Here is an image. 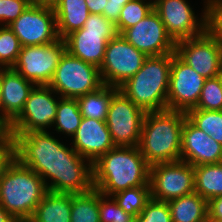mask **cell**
<instances>
[{"label": "cell", "instance_id": "17", "mask_svg": "<svg viewBox=\"0 0 222 222\" xmlns=\"http://www.w3.org/2000/svg\"><path fill=\"white\" fill-rule=\"evenodd\" d=\"M121 35L147 57L175 52L176 42L167 33L164 23L154 9Z\"/></svg>", "mask_w": 222, "mask_h": 222}, {"label": "cell", "instance_id": "19", "mask_svg": "<svg viewBox=\"0 0 222 222\" xmlns=\"http://www.w3.org/2000/svg\"><path fill=\"white\" fill-rule=\"evenodd\" d=\"M72 148L92 164L115 147L105 121L83 117L72 137Z\"/></svg>", "mask_w": 222, "mask_h": 222}, {"label": "cell", "instance_id": "25", "mask_svg": "<svg viewBox=\"0 0 222 222\" xmlns=\"http://www.w3.org/2000/svg\"><path fill=\"white\" fill-rule=\"evenodd\" d=\"M118 87L103 85L98 90L77 98L82 117L105 121L110 100Z\"/></svg>", "mask_w": 222, "mask_h": 222}, {"label": "cell", "instance_id": "27", "mask_svg": "<svg viewBox=\"0 0 222 222\" xmlns=\"http://www.w3.org/2000/svg\"><path fill=\"white\" fill-rule=\"evenodd\" d=\"M82 118L77 99L59 97L56 116L53 122V126L57 132L68 134L67 136H71L72 138Z\"/></svg>", "mask_w": 222, "mask_h": 222}, {"label": "cell", "instance_id": "29", "mask_svg": "<svg viewBox=\"0 0 222 222\" xmlns=\"http://www.w3.org/2000/svg\"><path fill=\"white\" fill-rule=\"evenodd\" d=\"M112 197L125 213L137 217L151 199V187L140 186L129 188L112 195Z\"/></svg>", "mask_w": 222, "mask_h": 222}, {"label": "cell", "instance_id": "13", "mask_svg": "<svg viewBox=\"0 0 222 222\" xmlns=\"http://www.w3.org/2000/svg\"><path fill=\"white\" fill-rule=\"evenodd\" d=\"M175 54L206 79L222 74V44L207 31L177 41Z\"/></svg>", "mask_w": 222, "mask_h": 222}, {"label": "cell", "instance_id": "30", "mask_svg": "<svg viewBox=\"0 0 222 222\" xmlns=\"http://www.w3.org/2000/svg\"><path fill=\"white\" fill-rule=\"evenodd\" d=\"M153 10V3L150 0H130L127 2L121 12L115 28L118 34H121L125 29L130 28L144 19Z\"/></svg>", "mask_w": 222, "mask_h": 222}, {"label": "cell", "instance_id": "37", "mask_svg": "<svg viewBox=\"0 0 222 222\" xmlns=\"http://www.w3.org/2000/svg\"><path fill=\"white\" fill-rule=\"evenodd\" d=\"M129 1L130 0H108L102 15L115 25L118 22L123 6Z\"/></svg>", "mask_w": 222, "mask_h": 222}, {"label": "cell", "instance_id": "41", "mask_svg": "<svg viewBox=\"0 0 222 222\" xmlns=\"http://www.w3.org/2000/svg\"><path fill=\"white\" fill-rule=\"evenodd\" d=\"M108 0H85L90 14H102Z\"/></svg>", "mask_w": 222, "mask_h": 222}, {"label": "cell", "instance_id": "24", "mask_svg": "<svg viewBox=\"0 0 222 222\" xmlns=\"http://www.w3.org/2000/svg\"><path fill=\"white\" fill-rule=\"evenodd\" d=\"M195 192L207 202L222 195V162L194 166Z\"/></svg>", "mask_w": 222, "mask_h": 222}, {"label": "cell", "instance_id": "43", "mask_svg": "<svg viewBox=\"0 0 222 222\" xmlns=\"http://www.w3.org/2000/svg\"><path fill=\"white\" fill-rule=\"evenodd\" d=\"M0 222H19L0 205Z\"/></svg>", "mask_w": 222, "mask_h": 222}, {"label": "cell", "instance_id": "4", "mask_svg": "<svg viewBox=\"0 0 222 222\" xmlns=\"http://www.w3.org/2000/svg\"><path fill=\"white\" fill-rule=\"evenodd\" d=\"M48 192L42 177L15 157L0 176V205L19 222H27Z\"/></svg>", "mask_w": 222, "mask_h": 222}, {"label": "cell", "instance_id": "23", "mask_svg": "<svg viewBox=\"0 0 222 222\" xmlns=\"http://www.w3.org/2000/svg\"><path fill=\"white\" fill-rule=\"evenodd\" d=\"M172 222H200L208 215V202L197 192L168 201Z\"/></svg>", "mask_w": 222, "mask_h": 222}, {"label": "cell", "instance_id": "38", "mask_svg": "<svg viewBox=\"0 0 222 222\" xmlns=\"http://www.w3.org/2000/svg\"><path fill=\"white\" fill-rule=\"evenodd\" d=\"M208 216L222 221V195L208 201Z\"/></svg>", "mask_w": 222, "mask_h": 222}, {"label": "cell", "instance_id": "6", "mask_svg": "<svg viewBox=\"0 0 222 222\" xmlns=\"http://www.w3.org/2000/svg\"><path fill=\"white\" fill-rule=\"evenodd\" d=\"M117 34L115 25L102 14H90L84 26L64 40L66 51L86 63L100 68L106 45Z\"/></svg>", "mask_w": 222, "mask_h": 222}, {"label": "cell", "instance_id": "8", "mask_svg": "<svg viewBox=\"0 0 222 222\" xmlns=\"http://www.w3.org/2000/svg\"><path fill=\"white\" fill-rule=\"evenodd\" d=\"M65 52L61 38L45 45L22 46L12 68L34 85H49Z\"/></svg>", "mask_w": 222, "mask_h": 222}, {"label": "cell", "instance_id": "10", "mask_svg": "<svg viewBox=\"0 0 222 222\" xmlns=\"http://www.w3.org/2000/svg\"><path fill=\"white\" fill-rule=\"evenodd\" d=\"M147 56L131 45L121 34H116L106 45L99 68L103 84L119 87L136 74Z\"/></svg>", "mask_w": 222, "mask_h": 222}, {"label": "cell", "instance_id": "18", "mask_svg": "<svg viewBox=\"0 0 222 222\" xmlns=\"http://www.w3.org/2000/svg\"><path fill=\"white\" fill-rule=\"evenodd\" d=\"M180 160L192 166L221 163L222 145L186 118L182 129Z\"/></svg>", "mask_w": 222, "mask_h": 222}, {"label": "cell", "instance_id": "33", "mask_svg": "<svg viewBox=\"0 0 222 222\" xmlns=\"http://www.w3.org/2000/svg\"><path fill=\"white\" fill-rule=\"evenodd\" d=\"M100 222H129L134 216L125 213L112 196L100 192Z\"/></svg>", "mask_w": 222, "mask_h": 222}, {"label": "cell", "instance_id": "9", "mask_svg": "<svg viewBox=\"0 0 222 222\" xmlns=\"http://www.w3.org/2000/svg\"><path fill=\"white\" fill-rule=\"evenodd\" d=\"M53 94V95H52ZM49 85H35L29 93L23 110L10 123L12 140L18 134L46 131L55 120L59 96ZM55 95V96H54Z\"/></svg>", "mask_w": 222, "mask_h": 222}, {"label": "cell", "instance_id": "42", "mask_svg": "<svg viewBox=\"0 0 222 222\" xmlns=\"http://www.w3.org/2000/svg\"><path fill=\"white\" fill-rule=\"evenodd\" d=\"M31 4L43 7L54 8L60 0H30Z\"/></svg>", "mask_w": 222, "mask_h": 222}, {"label": "cell", "instance_id": "32", "mask_svg": "<svg viewBox=\"0 0 222 222\" xmlns=\"http://www.w3.org/2000/svg\"><path fill=\"white\" fill-rule=\"evenodd\" d=\"M193 109L222 110V74L214 78L206 79L198 104Z\"/></svg>", "mask_w": 222, "mask_h": 222}, {"label": "cell", "instance_id": "46", "mask_svg": "<svg viewBox=\"0 0 222 222\" xmlns=\"http://www.w3.org/2000/svg\"><path fill=\"white\" fill-rule=\"evenodd\" d=\"M200 222H209V216L207 215V217L204 220L200 221Z\"/></svg>", "mask_w": 222, "mask_h": 222}, {"label": "cell", "instance_id": "3", "mask_svg": "<svg viewBox=\"0 0 222 222\" xmlns=\"http://www.w3.org/2000/svg\"><path fill=\"white\" fill-rule=\"evenodd\" d=\"M186 113L175 110L146 112L138 148L149 166L180 161Z\"/></svg>", "mask_w": 222, "mask_h": 222}, {"label": "cell", "instance_id": "34", "mask_svg": "<svg viewBox=\"0 0 222 222\" xmlns=\"http://www.w3.org/2000/svg\"><path fill=\"white\" fill-rule=\"evenodd\" d=\"M136 222H172L168 202L151 198L136 217Z\"/></svg>", "mask_w": 222, "mask_h": 222}, {"label": "cell", "instance_id": "26", "mask_svg": "<svg viewBox=\"0 0 222 222\" xmlns=\"http://www.w3.org/2000/svg\"><path fill=\"white\" fill-rule=\"evenodd\" d=\"M100 191L94 187L84 193L72 194L71 222H100Z\"/></svg>", "mask_w": 222, "mask_h": 222}, {"label": "cell", "instance_id": "2", "mask_svg": "<svg viewBox=\"0 0 222 222\" xmlns=\"http://www.w3.org/2000/svg\"><path fill=\"white\" fill-rule=\"evenodd\" d=\"M92 170L93 187L107 196L150 186V166L138 146H115L92 164Z\"/></svg>", "mask_w": 222, "mask_h": 222}, {"label": "cell", "instance_id": "39", "mask_svg": "<svg viewBox=\"0 0 222 222\" xmlns=\"http://www.w3.org/2000/svg\"><path fill=\"white\" fill-rule=\"evenodd\" d=\"M14 157L13 145H0V176L5 166Z\"/></svg>", "mask_w": 222, "mask_h": 222}, {"label": "cell", "instance_id": "22", "mask_svg": "<svg viewBox=\"0 0 222 222\" xmlns=\"http://www.w3.org/2000/svg\"><path fill=\"white\" fill-rule=\"evenodd\" d=\"M59 38L81 29L90 15L85 0H60L54 7Z\"/></svg>", "mask_w": 222, "mask_h": 222}, {"label": "cell", "instance_id": "28", "mask_svg": "<svg viewBox=\"0 0 222 222\" xmlns=\"http://www.w3.org/2000/svg\"><path fill=\"white\" fill-rule=\"evenodd\" d=\"M186 117L194 126L222 145V110L190 109L186 112Z\"/></svg>", "mask_w": 222, "mask_h": 222}, {"label": "cell", "instance_id": "48", "mask_svg": "<svg viewBox=\"0 0 222 222\" xmlns=\"http://www.w3.org/2000/svg\"><path fill=\"white\" fill-rule=\"evenodd\" d=\"M157 1H159V0H154V1L152 0V3L154 4V3H156Z\"/></svg>", "mask_w": 222, "mask_h": 222}, {"label": "cell", "instance_id": "40", "mask_svg": "<svg viewBox=\"0 0 222 222\" xmlns=\"http://www.w3.org/2000/svg\"><path fill=\"white\" fill-rule=\"evenodd\" d=\"M0 145H13L10 126L0 117Z\"/></svg>", "mask_w": 222, "mask_h": 222}, {"label": "cell", "instance_id": "21", "mask_svg": "<svg viewBox=\"0 0 222 222\" xmlns=\"http://www.w3.org/2000/svg\"><path fill=\"white\" fill-rule=\"evenodd\" d=\"M71 193L48 191L27 222H71Z\"/></svg>", "mask_w": 222, "mask_h": 222}, {"label": "cell", "instance_id": "45", "mask_svg": "<svg viewBox=\"0 0 222 222\" xmlns=\"http://www.w3.org/2000/svg\"><path fill=\"white\" fill-rule=\"evenodd\" d=\"M209 222H222L221 220L209 217Z\"/></svg>", "mask_w": 222, "mask_h": 222}, {"label": "cell", "instance_id": "16", "mask_svg": "<svg viewBox=\"0 0 222 222\" xmlns=\"http://www.w3.org/2000/svg\"><path fill=\"white\" fill-rule=\"evenodd\" d=\"M153 9L175 42L199 36L206 31V7L199 19L186 0H159L153 4Z\"/></svg>", "mask_w": 222, "mask_h": 222}, {"label": "cell", "instance_id": "36", "mask_svg": "<svg viewBox=\"0 0 222 222\" xmlns=\"http://www.w3.org/2000/svg\"><path fill=\"white\" fill-rule=\"evenodd\" d=\"M30 4V0H0V26L11 24Z\"/></svg>", "mask_w": 222, "mask_h": 222}, {"label": "cell", "instance_id": "31", "mask_svg": "<svg viewBox=\"0 0 222 222\" xmlns=\"http://www.w3.org/2000/svg\"><path fill=\"white\" fill-rule=\"evenodd\" d=\"M21 47L18 37L9 26H0V68L13 67Z\"/></svg>", "mask_w": 222, "mask_h": 222}, {"label": "cell", "instance_id": "14", "mask_svg": "<svg viewBox=\"0 0 222 222\" xmlns=\"http://www.w3.org/2000/svg\"><path fill=\"white\" fill-rule=\"evenodd\" d=\"M8 26L21 46L45 45L59 39L54 8L30 4Z\"/></svg>", "mask_w": 222, "mask_h": 222}, {"label": "cell", "instance_id": "11", "mask_svg": "<svg viewBox=\"0 0 222 222\" xmlns=\"http://www.w3.org/2000/svg\"><path fill=\"white\" fill-rule=\"evenodd\" d=\"M145 114L120 90L113 94L105 122L115 146H138Z\"/></svg>", "mask_w": 222, "mask_h": 222}, {"label": "cell", "instance_id": "5", "mask_svg": "<svg viewBox=\"0 0 222 222\" xmlns=\"http://www.w3.org/2000/svg\"><path fill=\"white\" fill-rule=\"evenodd\" d=\"M171 63L172 53L147 57L118 90L145 112L166 110Z\"/></svg>", "mask_w": 222, "mask_h": 222}, {"label": "cell", "instance_id": "44", "mask_svg": "<svg viewBox=\"0 0 222 222\" xmlns=\"http://www.w3.org/2000/svg\"><path fill=\"white\" fill-rule=\"evenodd\" d=\"M0 117L2 118V102H1V87H0Z\"/></svg>", "mask_w": 222, "mask_h": 222}, {"label": "cell", "instance_id": "12", "mask_svg": "<svg viewBox=\"0 0 222 222\" xmlns=\"http://www.w3.org/2000/svg\"><path fill=\"white\" fill-rule=\"evenodd\" d=\"M151 198L168 202L195 192L194 166L184 161L150 166Z\"/></svg>", "mask_w": 222, "mask_h": 222}, {"label": "cell", "instance_id": "7", "mask_svg": "<svg viewBox=\"0 0 222 222\" xmlns=\"http://www.w3.org/2000/svg\"><path fill=\"white\" fill-rule=\"evenodd\" d=\"M103 85L99 68L67 51L61 57L49 84L60 97L72 99L94 92Z\"/></svg>", "mask_w": 222, "mask_h": 222}, {"label": "cell", "instance_id": "47", "mask_svg": "<svg viewBox=\"0 0 222 222\" xmlns=\"http://www.w3.org/2000/svg\"><path fill=\"white\" fill-rule=\"evenodd\" d=\"M129 222H136V217H134L131 221Z\"/></svg>", "mask_w": 222, "mask_h": 222}, {"label": "cell", "instance_id": "20", "mask_svg": "<svg viewBox=\"0 0 222 222\" xmlns=\"http://www.w3.org/2000/svg\"><path fill=\"white\" fill-rule=\"evenodd\" d=\"M34 84L12 67L0 68L2 119L10 123L21 113Z\"/></svg>", "mask_w": 222, "mask_h": 222}, {"label": "cell", "instance_id": "1", "mask_svg": "<svg viewBox=\"0 0 222 222\" xmlns=\"http://www.w3.org/2000/svg\"><path fill=\"white\" fill-rule=\"evenodd\" d=\"M12 141L14 157L42 177L48 191L77 194L93 188L92 163L49 131L18 134Z\"/></svg>", "mask_w": 222, "mask_h": 222}, {"label": "cell", "instance_id": "35", "mask_svg": "<svg viewBox=\"0 0 222 222\" xmlns=\"http://www.w3.org/2000/svg\"><path fill=\"white\" fill-rule=\"evenodd\" d=\"M206 31L222 44V0H207Z\"/></svg>", "mask_w": 222, "mask_h": 222}, {"label": "cell", "instance_id": "15", "mask_svg": "<svg viewBox=\"0 0 222 222\" xmlns=\"http://www.w3.org/2000/svg\"><path fill=\"white\" fill-rule=\"evenodd\" d=\"M206 78L172 53L167 109L187 112L197 106Z\"/></svg>", "mask_w": 222, "mask_h": 222}]
</instances>
